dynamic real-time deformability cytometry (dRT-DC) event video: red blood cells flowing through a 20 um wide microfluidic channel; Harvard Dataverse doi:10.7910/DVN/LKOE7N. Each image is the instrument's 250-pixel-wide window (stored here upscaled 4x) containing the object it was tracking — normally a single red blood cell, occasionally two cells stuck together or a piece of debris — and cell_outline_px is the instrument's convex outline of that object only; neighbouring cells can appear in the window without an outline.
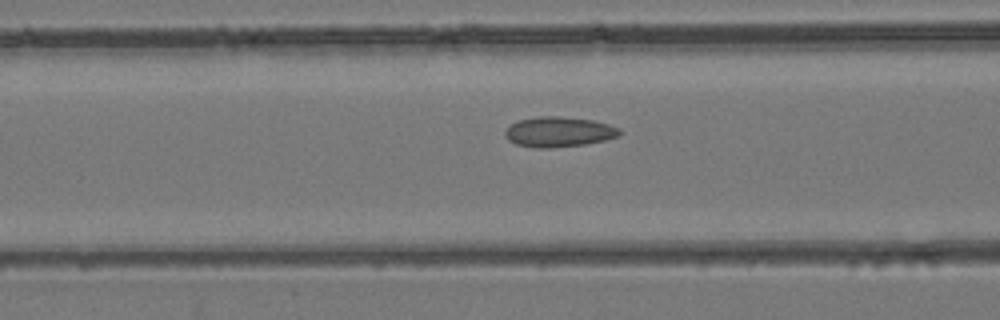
{"species": "common noctule bat (a hibernating species)", "species_latin": "Nyctalus noctula", "temperature_condition": "room temperature", "stored_images_in_passage": 44, "camera_frame_rate_fps": 3000, "um_per_image_px": 0.085, "animal": {"sex": "female", "body_mass_g": 24.6, "forearm_length_mm": 56.2}, "frame": {"image": 1, "passage_image": 18, "time_ms": 5.667, "image_size_px": [1000, 320], "cell_outline_px": [[620, 132], [616, 136], [604, 140], [584, 144], [552, 148], [536, 148], [516, 144], [508, 140], [504, 136], [504, 132], [512, 124], [520, 120], [540, 116], [560, 116], [592, 120], [608, 124], [620, 128]], "centroid_in_image_um": [47.47, 11.21], "position_along_channel_um": 119.1, "area_um2": 19.94}}
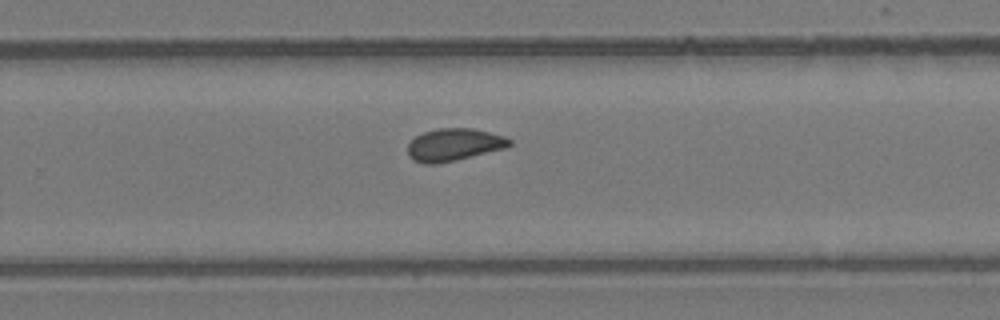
{"frame": {"image": 2, "passage_image": 29, "time_ms": 9.333, "image_size_px": [1000, 320], "cell_outline_px": [[512, 144], [504, 148], [456, 160], [432, 164], [424, 164], [412, 160], [408, 156], [408, 144], [416, 136], [424, 132], [440, 128], [472, 128], [504, 136], [512, 140]], "centroid_in_image_um": [38.57, 12.3], "position_along_channel_um": 291.2, "area_um2": 19.07}}
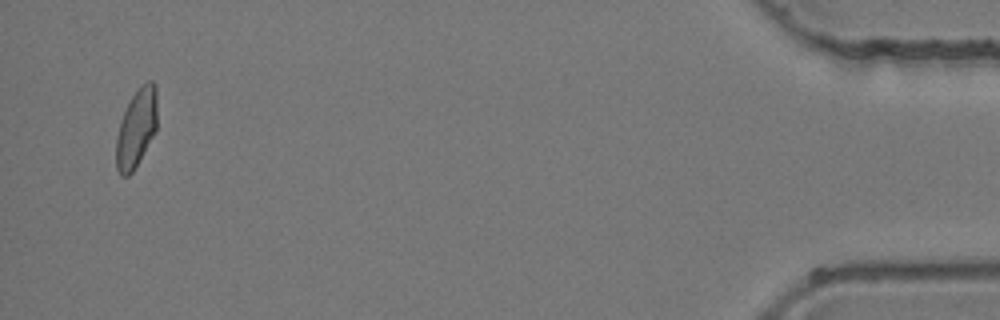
{"frame": {"image": 3, "passage_image": 43, "time_ms": 14.0, "image_size_px": [1000, 320], "cell_outline_px": [[156, 128], [152, 136], [132, 172], [128, 176], [120, 176], [116, 168], [116, 140], [120, 120], [132, 96], [140, 84], [148, 80], [152, 80], [156, 84]], "centroid_in_image_um": [11.57, 10.86], "position_along_channel_um": 423.6, "area_um2": 18.5}}